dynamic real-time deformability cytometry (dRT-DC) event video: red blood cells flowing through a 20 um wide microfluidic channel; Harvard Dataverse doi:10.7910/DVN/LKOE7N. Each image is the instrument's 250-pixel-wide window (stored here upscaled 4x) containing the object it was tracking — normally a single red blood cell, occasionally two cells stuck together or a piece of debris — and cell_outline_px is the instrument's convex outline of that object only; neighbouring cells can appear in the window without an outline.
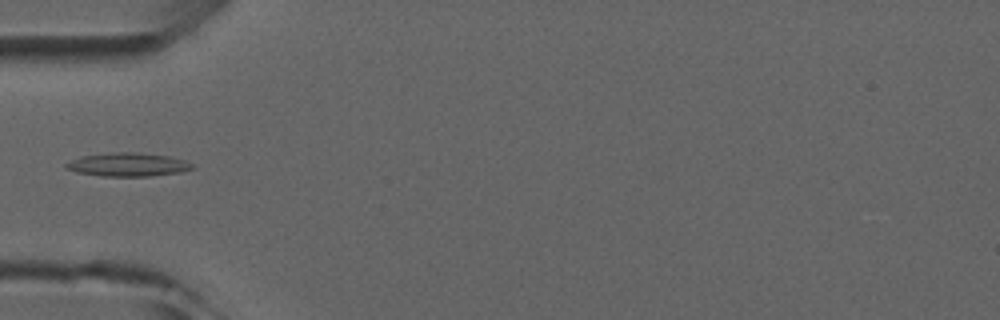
{"species": "common noctule bat (a hibernating species)", "species_latin": "Nyctalus noctula", "temperature_condition": "room temperature", "stored_images_in_passage": 2, "camera_frame_rate_fps": 3000, "um_per_image_px": 0.085, "animal": {"sex": "male", "forearm_length_mm": 52.5}, "frame": {"image": 1, "passage_image": 2, "time_ms": 1.0, "image_size_px": [1000, 320], "cell_outline_px": [[196, 168], [180, 172], [152, 176], [100, 176], [76, 172], [64, 168], [64, 164], [80, 156], [116, 152], [136, 152], [168, 156], [184, 160], [196, 164]], "centroid_in_image_um": [10.89, 13.99], "position_along_channel_um": 74.1, "area_um2": 17.46}}